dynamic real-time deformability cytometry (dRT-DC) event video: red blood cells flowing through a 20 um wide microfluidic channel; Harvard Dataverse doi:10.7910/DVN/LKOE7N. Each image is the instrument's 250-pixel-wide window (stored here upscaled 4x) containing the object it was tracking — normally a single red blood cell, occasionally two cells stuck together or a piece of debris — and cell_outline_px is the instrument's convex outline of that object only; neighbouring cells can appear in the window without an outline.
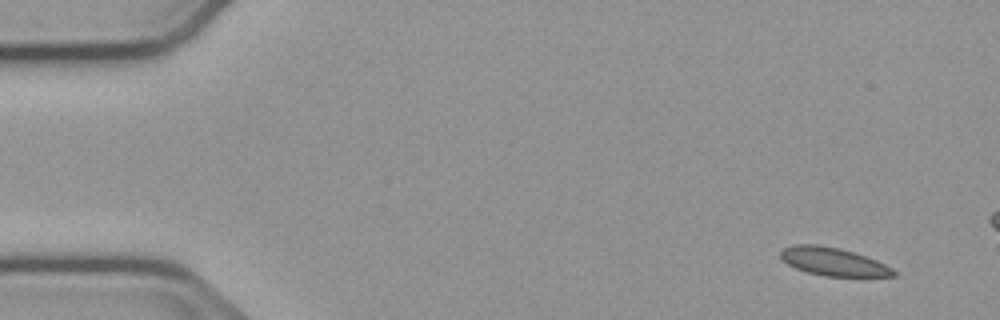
{"species": "common noctule bat (a hibernating species)", "species_latin": "Nyctalus noctula", "temperature_condition": "cold", "stored_images_in_passage": 15, "camera_frame_rate_fps": 3000, "um_per_image_px": 0.085, "animal": {"sex": "male", "body_mass_g": 23.1, "forearm_length_mm": 52.7}, "frame": {"image": 1, "passage_image": 3, "time_ms": 0.667, "image_size_px": [1000, 320], "cell_outline_px": [[896, 276], [824, 276], [808, 272], [796, 268], [788, 264], [780, 256], [780, 252], [784, 248], [792, 244], [816, 244], [840, 248], [876, 260], [892, 268], [896, 272]], "centroid_in_image_um": [70.8, 22.23], "position_along_channel_um": 14.2, "area_um2": 18.26}}